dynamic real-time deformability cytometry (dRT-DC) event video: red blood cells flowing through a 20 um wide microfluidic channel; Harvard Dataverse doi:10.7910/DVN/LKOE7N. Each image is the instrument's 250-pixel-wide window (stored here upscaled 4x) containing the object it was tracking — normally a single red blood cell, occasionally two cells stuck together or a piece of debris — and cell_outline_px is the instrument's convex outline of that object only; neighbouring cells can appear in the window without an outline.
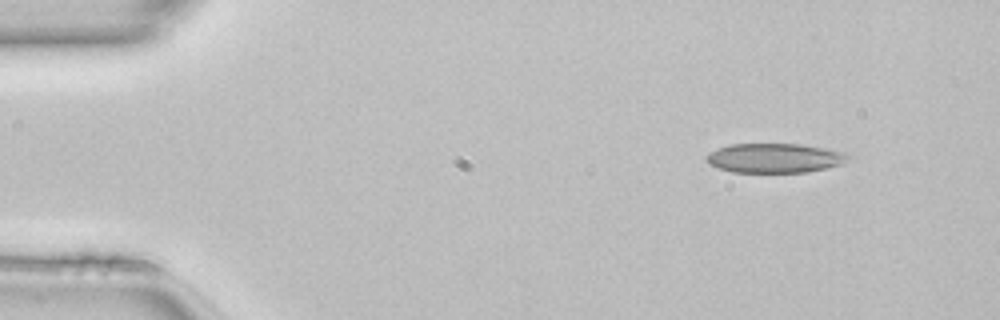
{"species": "common noctule bat (a hibernating species)", "species_latin": "Nyctalus noctula", "temperature_condition": "room temperature", "stored_images_in_passage": 45, "camera_frame_rate_fps": 3000, "um_per_image_px": 0.085, "animal": {"sex": "female", "body_mass_g": 22.7, "forearm_length_mm": 54.2}, "frame": {"image": 1, "passage_image": 1, "time_ms": 0.0, "image_size_px": [1000, 320], "cell_outline_px": [[856, 156], [844, 164], [808, 172], [732, 172], [708, 164], [708, 152], [728, 144], [800, 144], [824, 148], [844, 152]], "centroid_in_image_um": [65.93, 13.43], "position_along_channel_um": 19.1, "area_um2": 24.51}}
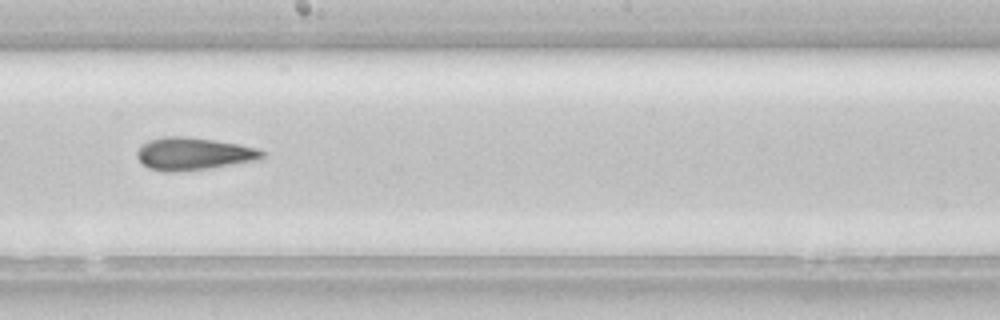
{"frame": {"image": 2, "passage_image": 23, "time_ms": 7.333, "image_size_px": [1000, 320], "cell_outline_px": [[264, 156], [260, 160], [208, 168], [172, 172], [164, 172], [148, 168], [136, 156], [136, 152], [148, 140], [164, 136], [180, 136], [212, 140], [236, 144], [256, 148], [264, 152]], "centroid_in_image_um": [16.43, 13.08], "position_along_channel_um": 231.8, "area_um2": 23.41}}
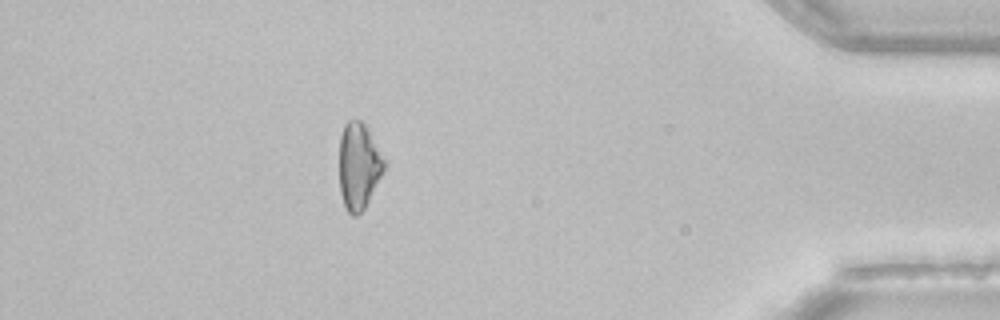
{"frame": {"image": 3, "passage_image": 39, "time_ms": 12.667, "image_size_px": [1000, 320], "cell_outline_px": [[388, 164], [364, 208], [356, 216], [352, 216], [348, 212], [344, 204], [340, 192], [340, 136], [344, 124], [348, 120], [360, 120], [364, 124]], "centroid_in_image_um": [30.5, 14.11], "position_along_channel_um": 404.7, "area_um2": 22.48}, "authors_computed_cell_mechanics": {"area_um2": 23.987, "velocity_mm_per_s": 4.1529, "shape_relaxation_time_tau1_ms": null, "shape_relaxation_time_tau2_ms": 3.2086, "deformation_change_tau1": null, "deformation_change_tau2": 0.1124}}